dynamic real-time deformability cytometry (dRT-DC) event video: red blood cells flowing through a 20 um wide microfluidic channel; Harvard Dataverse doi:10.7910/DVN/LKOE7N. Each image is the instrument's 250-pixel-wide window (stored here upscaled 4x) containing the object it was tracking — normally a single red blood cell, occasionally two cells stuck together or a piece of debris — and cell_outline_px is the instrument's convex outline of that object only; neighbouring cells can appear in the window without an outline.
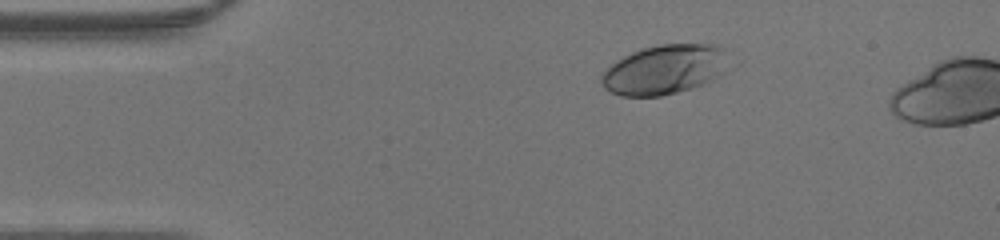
{"species": "human", "species_latin": "Homo sapiens", "temperature_condition": "warm", "stored_images_in_passage": 38, "camera_frame_rate_fps": 3000, "um_per_image_px": 0.085, "donor": {"sex": "male"}, "frame": {"image": 1, "passage_image": 1, "time_ms": 0.0, "image_size_px": [1000, 240], "cell_outline_px": [[724, 48], [716, 76], [704, 84], [692, 88], [660, 96], [620, 96], [604, 88], [600, 80], [600, 76], [616, 60], [632, 52], [644, 48], [660, 44], [716, 44]], "centroid_in_image_um": [56.34, 5.92], "position_along_channel_um": 28.7, "area_um2": 35.6}}
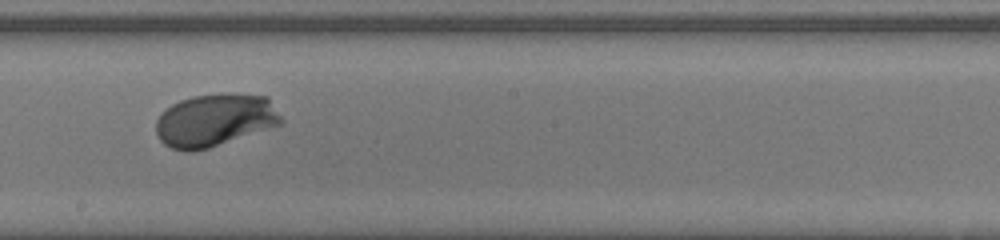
{"frame": {"image": 2, "passage_image": 19, "time_ms": 6.0, "image_size_px": [1000, 240], "cell_outline_px": [[284, 124], [208, 148], [192, 152], [188, 152], [172, 148], [164, 144], [160, 140], [156, 132], [156, 120], [172, 104], [180, 100], [192, 96], [228, 92], [236, 92], [268, 96], [284, 120]], "centroid_in_image_um": [18.32, 10.19], "position_along_channel_um": 229.9, "area_um2": 38.9}}
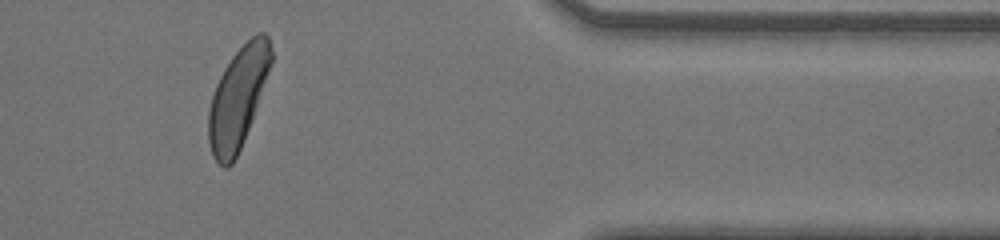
{"frame": {"image": 3, "passage_image": 32, "time_ms": 10.333, "image_size_px": [1000, 240], "cell_outline_px": [[272, 64], [252, 120], [240, 148], [232, 164], [228, 168], [224, 168], [212, 156], [208, 140], [208, 112], [212, 96], [216, 84], [224, 68], [232, 56], [256, 32], [264, 32], [268, 36], [272, 48]], "centroid_in_image_um": [20.23, 8.3], "position_along_channel_um": 391.2, "area_um2": 36.65}}